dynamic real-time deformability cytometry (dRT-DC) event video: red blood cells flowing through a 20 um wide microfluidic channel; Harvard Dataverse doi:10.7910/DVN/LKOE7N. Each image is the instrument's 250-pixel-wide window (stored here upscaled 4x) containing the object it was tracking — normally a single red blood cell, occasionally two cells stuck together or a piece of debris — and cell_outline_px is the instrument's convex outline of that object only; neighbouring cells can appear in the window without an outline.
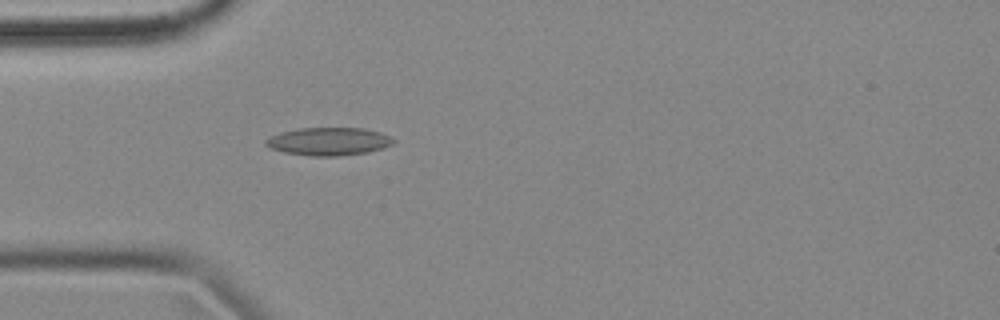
{"species": "common noctule bat (a hibernating species)", "species_latin": "Nyctalus noctula", "temperature_condition": "cold", "stored_images_in_passage": 5, "camera_frame_rate_fps": 3000, "um_per_image_px": 0.085, "animal": {"sex": "female", "body_mass_g": 18.4}, "frame": {"image": 1, "passage_image": 5, "time_ms": 1.333, "image_size_px": [1000, 320], "cell_outline_px": [[396, 140], [392, 144], [384, 148], [368, 152], [340, 156], [312, 156], [284, 152], [272, 148], [264, 144], [264, 140], [280, 132], [300, 128], [364, 128], [380, 132], [392, 136]], "centroid_in_image_um": [27.98, 12.02], "position_along_channel_um": 57.0, "area_um2": 20.87}}